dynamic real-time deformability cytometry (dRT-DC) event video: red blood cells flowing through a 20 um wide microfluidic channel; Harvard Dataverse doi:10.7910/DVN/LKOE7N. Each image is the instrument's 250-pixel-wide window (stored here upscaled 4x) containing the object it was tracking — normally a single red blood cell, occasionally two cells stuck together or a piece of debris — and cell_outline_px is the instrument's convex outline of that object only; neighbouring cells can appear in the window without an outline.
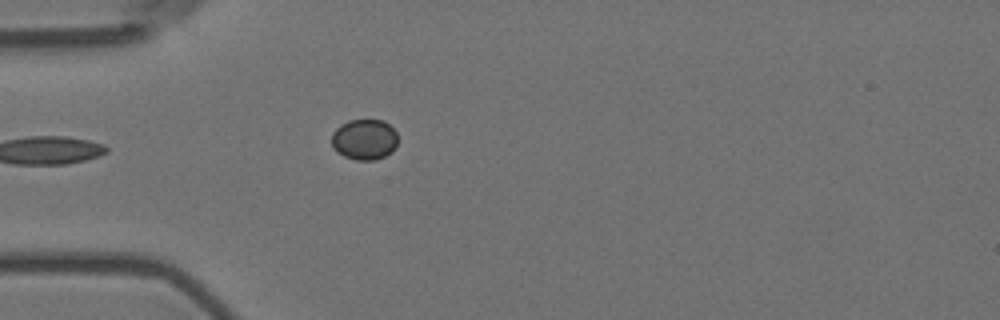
{"species": "Egyptian fruit bat (a non-hibernating species)", "species_latin": "Rousettus aegyptiacus", "temperature_condition": "room temperature", "stored_images_in_passage": 6, "camera_frame_rate_fps": 3000, "um_per_image_px": 0.085, "animal": {"sex": "female"}, "frame": {"image": 1, "passage_image": 1, "time_ms": 0.0, "image_size_px": [1000, 320], "cell_outline_px": [[396, 148], [392, 152], [376, 160], [356, 160], [344, 156], [336, 152], [332, 148], [332, 132], [336, 128], [348, 120], [384, 120], [396, 132]], "centroid_in_image_um": [30.96, 11.86], "position_along_channel_um": 54.0, "area_um2": 15.78}}